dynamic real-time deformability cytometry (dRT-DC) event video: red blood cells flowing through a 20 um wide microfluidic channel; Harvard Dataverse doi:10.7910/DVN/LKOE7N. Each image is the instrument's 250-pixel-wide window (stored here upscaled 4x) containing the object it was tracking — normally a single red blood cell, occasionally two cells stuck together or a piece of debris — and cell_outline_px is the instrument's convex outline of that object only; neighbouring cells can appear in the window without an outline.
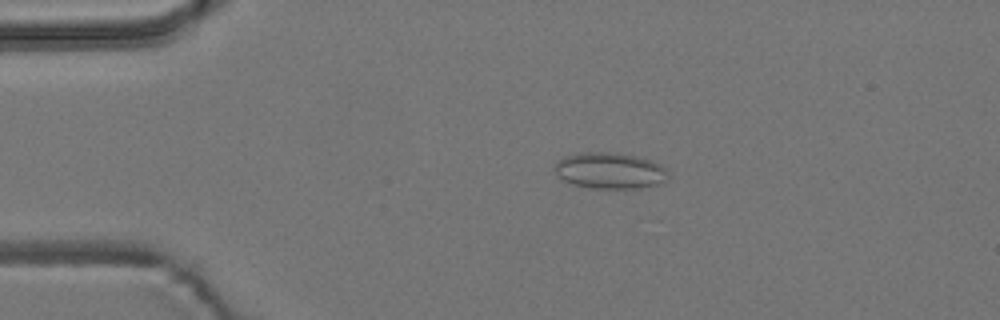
{"species": "common noctule bat (a hibernating species)", "species_latin": "Nyctalus noctula", "temperature_condition": "room temperature", "stored_images_in_passage": 26, "camera_frame_rate_fps": 3000, "um_per_image_px": 0.085, "animal": {"sex": "male", "body_mass_g": 19.2, "forearm_length_mm": 51.8}, "frame": {"image": 1, "passage_image": 11, "time_ms": 3.333, "image_size_px": [1000, 320], "cell_outline_px": [[668, 180], [664, 184], [640, 188], [592, 188], [572, 184], [564, 180], [552, 168], [564, 156], [580, 152], [612, 152], [636, 156], [652, 160], [660, 164], [664, 168], [668, 176]], "centroid_in_image_um": [51.87, 14.51], "position_along_channel_um": 33.1, "area_um2": 24.1}}
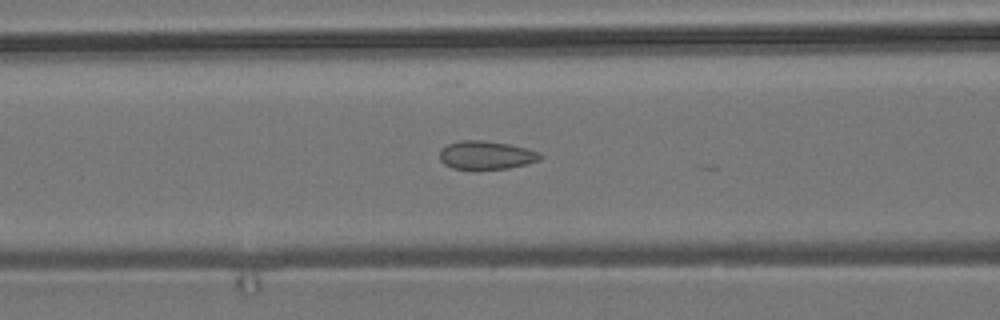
{"frame": {"image": 2, "passage_image": 22, "time_ms": 7.0, "image_size_px": [1000, 320], "cell_outline_px": [[544, 156], [540, 160], [508, 168], [452, 168], [444, 164], [440, 160], [440, 152], [448, 144], [460, 140], [484, 140], [508, 144], [528, 148], [540, 152]], "centroid_in_image_um": [41.36, 13.17], "position_along_channel_um": 125.2, "area_um2": 16.42}}
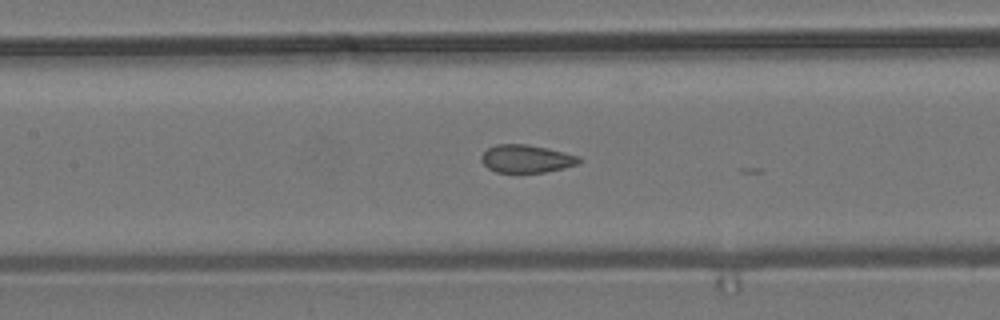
{"frame": {"image": 3, "passage_image": 25, "time_ms": 8.0, "image_size_px": [1000, 320], "cell_outline_px": [[584, 160], [580, 164], [564, 168], [544, 172], [496, 172], [488, 168], [480, 160], [480, 156], [488, 148], [496, 144], [528, 144], [548, 148], [580, 156]], "centroid_in_image_um": [44.78, 13.49], "position_along_channel_um": 162.6, "area_um2": 16.07}}